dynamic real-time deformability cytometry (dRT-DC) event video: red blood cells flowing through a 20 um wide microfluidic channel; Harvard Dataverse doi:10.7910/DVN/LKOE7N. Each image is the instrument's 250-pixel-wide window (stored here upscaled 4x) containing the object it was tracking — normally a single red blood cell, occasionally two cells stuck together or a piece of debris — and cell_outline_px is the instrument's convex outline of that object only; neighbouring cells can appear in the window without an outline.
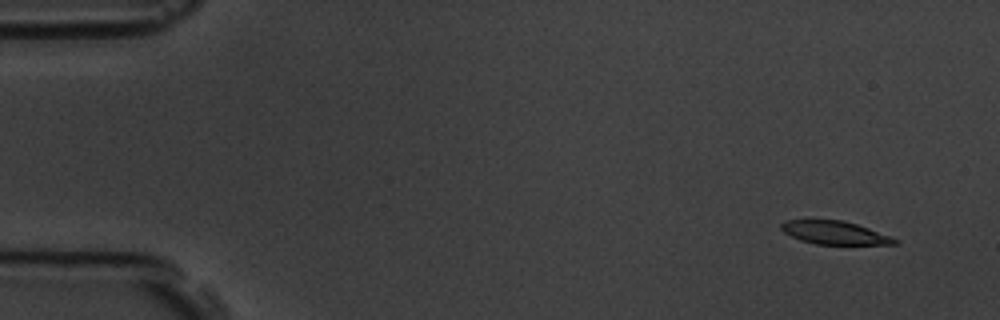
{"species": "common noctule bat (a hibernating species)", "species_latin": "Nyctalus noctula", "temperature_condition": "room temperature", "stored_images_in_passage": 6, "camera_frame_rate_fps": 3000, "um_per_image_px": 0.085, "animal": {"sex": "male", "body_mass_g": 19.5, "forearm_length_mm": 54.6}, "frame": {"image": 1, "passage_image": 1, "time_ms": 0.0, "image_size_px": [1000, 320], "cell_outline_px": [[900, 244], [816, 244], [800, 240], [784, 232], [780, 228], [780, 224], [784, 220], [844, 220], [868, 228], [900, 240]], "centroid_in_image_um": [70.94, 19.78], "position_along_channel_um": 14.1, "area_um2": 15.26}}
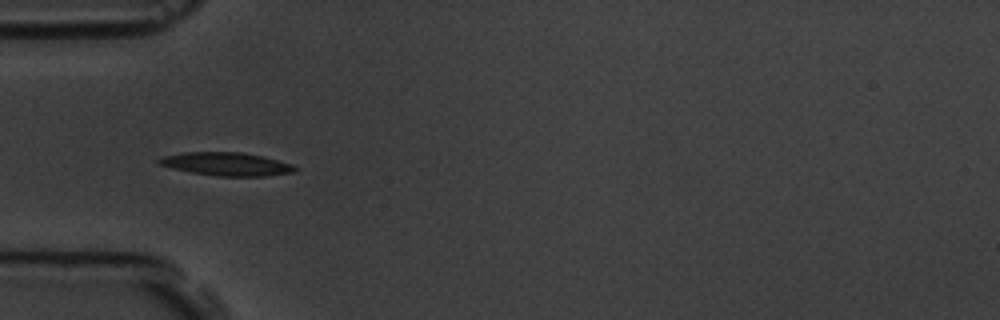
{"frame": {"image": 2, "passage_image": 5, "time_ms": 4.667, "image_size_px": [1000, 320], "cell_outline_px": [[300, 168], [296, 172], [264, 176], [216, 176], [192, 172], [172, 168], [160, 164], [156, 160], [160, 156], [184, 152], [240, 152], [260, 156], [292, 164]], "centroid_in_image_um": [19.25, 13.94], "position_along_channel_um": 65.8, "area_um2": 18.38}}
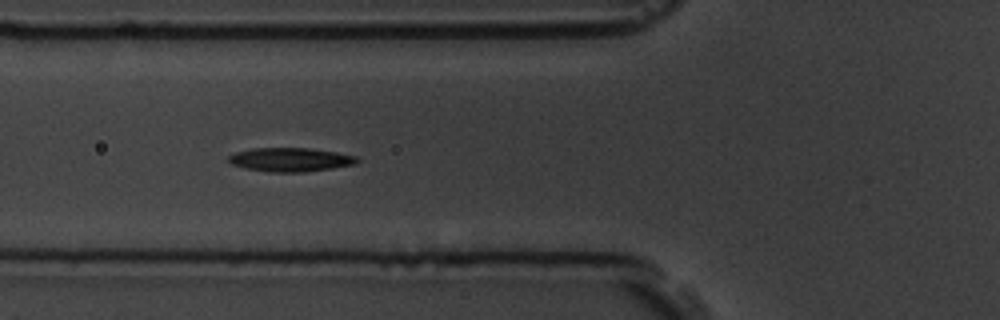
{"frame": {"image": 3, "passage_image": 6, "time_ms": 5.667, "image_size_px": [1000, 320], "cell_outline_px": [[360, 160], [356, 164], [332, 168], [304, 172], [272, 172], [244, 168], [232, 164], [228, 160], [228, 156], [236, 152], [252, 148], [312, 148], [336, 152], [356, 156]], "centroid_in_image_um": [24.7, 13.56], "position_along_channel_um": 101.1, "area_um2": 17.86}}